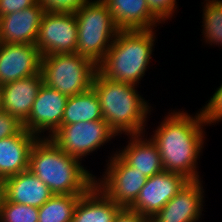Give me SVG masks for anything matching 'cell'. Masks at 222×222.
I'll return each mask as SVG.
<instances>
[{"instance_id": "obj_1", "label": "cell", "mask_w": 222, "mask_h": 222, "mask_svg": "<svg viewBox=\"0 0 222 222\" xmlns=\"http://www.w3.org/2000/svg\"><path fill=\"white\" fill-rule=\"evenodd\" d=\"M185 112H171L158 126L151 140L157 145L165 171L179 173L198 181L197 159L204 143V121ZM204 124V125H203Z\"/></svg>"}, {"instance_id": "obj_2", "label": "cell", "mask_w": 222, "mask_h": 222, "mask_svg": "<svg viewBox=\"0 0 222 222\" xmlns=\"http://www.w3.org/2000/svg\"><path fill=\"white\" fill-rule=\"evenodd\" d=\"M43 137L40 136L31 149L29 170L53 194L87 193L95 185L96 177L84 169L77 158L65 153L49 137Z\"/></svg>"}, {"instance_id": "obj_3", "label": "cell", "mask_w": 222, "mask_h": 222, "mask_svg": "<svg viewBox=\"0 0 222 222\" xmlns=\"http://www.w3.org/2000/svg\"><path fill=\"white\" fill-rule=\"evenodd\" d=\"M94 89L101 106L102 116L116 135H140L151 109L138 94L135 85L108 80L98 71L93 79Z\"/></svg>"}, {"instance_id": "obj_4", "label": "cell", "mask_w": 222, "mask_h": 222, "mask_svg": "<svg viewBox=\"0 0 222 222\" xmlns=\"http://www.w3.org/2000/svg\"><path fill=\"white\" fill-rule=\"evenodd\" d=\"M153 30L119 31L97 65L98 72L108 80L138 86L152 58L156 38Z\"/></svg>"}, {"instance_id": "obj_5", "label": "cell", "mask_w": 222, "mask_h": 222, "mask_svg": "<svg viewBox=\"0 0 222 222\" xmlns=\"http://www.w3.org/2000/svg\"><path fill=\"white\" fill-rule=\"evenodd\" d=\"M75 17L78 30L76 53L98 65L120 30L102 0H89L75 12Z\"/></svg>"}, {"instance_id": "obj_6", "label": "cell", "mask_w": 222, "mask_h": 222, "mask_svg": "<svg viewBox=\"0 0 222 222\" xmlns=\"http://www.w3.org/2000/svg\"><path fill=\"white\" fill-rule=\"evenodd\" d=\"M97 71L92 60L77 53L50 54L41 59L43 83L68 97L90 89Z\"/></svg>"}, {"instance_id": "obj_7", "label": "cell", "mask_w": 222, "mask_h": 222, "mask_svg": "<svg viewBox=\"0 0 222 222\" xmlns=\"http://www.w3.org/2000/svg\"><path fill=\"white\" fill-rule=\"evenodd\" d=\"M115 136L116 133L102 119L61 125L48 137L65 153L82 161Z\"/></svg>"}, {"instance_id": "obj_8", "label": "cell", "mask_w": 222, "mask_h": 222, "mask_svg": "<svg viewBox=\"0 0 222 222\" xmlns=\"http://www.w3.org/2000/svg\"><path fill=\"white\" fill-rule=\"evenodd\" d=\"M108 164L103 180H95V185L114 203L129 208L139 196L147 177L129 166L117 151Z\"/></svg>"}, {"instance_id": "obj_9", "label": "cell", "mask_w": 222, "mask_h": 222, "mask_svg": "<svg viewBox=\"0 0 222 222\" xmlns=\"http://www.w3.org/2000/svg\"><path fill=\"white\" fill-rule=\"evenodd\" d=\"M77 37L75 13L45 11L35 46L42 57L50 54L76 53Z\"/></svg>"}, {"instance_id": "obj_10", "label": "cell", "mask_w": 222, "mask_h": 222, "mask_svg": "<svg viewBox=\"0 0 222 222\" xmlns=\"http://www.w3.org/2000/svg\"><path fill=\"white\" fill-rule=\"evenodd\" d=\"M189 181L182 174L163 170L147 178L139 196L129 208L150 219Z\"/></svg>"}, {"instance_id": "obj_11", "label": "cell", "mask_w": 222, "mask_h": 222, "mask_svg": "<svg viewBox=\"0 0 222 222\" xmlns=\"http://www.w3.org/2000/svg\"><path fill=\"white\" fill-rule=\"evenodd\" d=\"M67 99V95L43 83L23 127L36 136L50 130L51 136L61 126Z\"/></svg>"}, {"instance_id": "obj_12", "label": "cell", "mask_w": 222, "mask_h": 222, "mask_svg": "<svg viewBox=\"0 0 222 222\" xmlns=\"http://www.w3.org/2000/svg\"><path fill=\"white\" fill-rule=\"evenodd\" d=\"M42 56L35 45L0 44V86L41 72Z\"/></svg>"}, {"instance_id": "obj_13", "label": "cell", "mask_w": 222, "mask_h": 222, "mask_svg": "<svg viewBox=\"0 0 222 222\" xmlns=\"http://www.w3.org/2000/svg\"><path fill=\"white\" fill-rule=\"evenodd\" d=\"M43 84L41 72L0 86V109L24 123Z\"/></svg>"}, {"instance_id": "obj_14", "label": "cell", "mask_w": 222, "mask_h": 222, "mask_svg": "<svg viewBox=\"0 0 222 222\" xmlns=\"http://www.w3.org/2000/svg\"><path fill=\"white\" fill-rule=\"evenodd\" d=\"M44 13L37 2L21 11L0 16L1 43L35 45Z\"/></svg>"}, {"instance_id": "obj_15", "label": "cell", "mask_w": 222, "mask_h": 222, "mask_svg": "<svg viewBox=\"0 0 222 222\" xmlns=\"http://www.w3.org/2000/svg\"><path fill=\"white\" fill-rule=\"evenodd\" d=\"M201 181H189L150 222H196L202 213L203 188Z\"/></svg>"}, {"instance_id": "obj_16", "label": "cell", "mask_w": 222, "mask_h": 222, "mask_svg": "<svg viewBox=\"0 0 222 222\" xmlns=\"http://www.w3.org/2000/svg\"><path fill=\"white\" fill-rule=\"evenodd\" d=\"M38 138L23 127L16 135L0 139V181L29 169L30 152Z\"/></svg>"}, {"instance_id": "obj_17", "label": "cell", "mask_w": 222, "mask_h": 222, "mask_svg": "<svg viewBox=\"0 0 222 222\" xmlns=\"http://www.w3.org/2000/svg\"><path fill=\"white\" fill-rule=\"evenodd\" d=\"M4 197L11 202L39 208L54 194L29 169L2 181Z\"/></svg>"}, {"instance_id": "obj_18", "label": "cell", "mask_w": 222, "mask_h": 222, "mask_svg": "<svg viewBox=\"0 0 222 222\" xmlns=\"http://www.w3.org/2000/svg\"><path fill=\"white\" fill-rule=\"evenodd\" d=\"M120 31L152 30L161 22L150 12L146 0H102Z\"/></svg>"}, {"instance_id": "obj_19", "label": "cell", "mask_w": 222, "mask_h": 222, "mask_svg": "<svg viewBox=\"0 0 222 222\" xmlns=\"http://www.w3.org/2000/svg\"><path fill=\"white\" fill-rule=\"evenodd\" d=\"M143 137V134L130 135L128 145L117 154L129 166L149 178L162 172L164 168L157 145L151 138L145 140Z\"/></svg>"}, {"instance_id": "obj_20", "label": "cell", "mask_w": 222, "mask_h": 222, "mask_svg": "<svg viewBox=\"0 0 222 222\" xmlns=\"http://www.w3.org/2000/svg\"><path fill=\"white\" fill-rule=\"evenodd\" d=\"M122 208L94 185L80 197L71 222H114Z\"/></svg>"}, {"instance_id": "obj_21", "label": "cell", "mask_w": 222, "mask_h": 222, "mask_svg": "<svg viewBox=\"0 0 222 222\" xmlns=\"http://www.w3.org/2000/svg\"><path fill=\"white\" fill-rule=\"evenodd\" d=\"M102 119L99 99L91 87L87 91L68 97L61 125Z\"/></svg>"}, {"instance_id": "obj_22", "label": "cell", "mask_w": 222, "mask_h": 222, "mask_svg": "<svg viewBox=\"0 0 222 222\" xmlns=\"http://www.w3.org/2000/svg\"><path fill=\"white\" fill-rule=\"evenodd\" d=\"M82 195L54 194L38 208V222H71L75 207Z\"/></svg>"}, {"instance_id": "obj_23", "label": "cell", "mask_w": 222, "mask_h": 222, "mask_svg": "<svg viewBox=\"0 0 222 222\" xmlns=\"http://www.w3.org/2000/svg\"><path fill=\"white\" fill-rule=\"evenodd\" d=\"M203 33L206 43L222 45V0H206L203 7Z\"/></svg>"}, {"instance_id": "obj_24", "label": "cell", "mask_w": 222, "mask_h": 222, "mask_svg": "<svg viewBox=\"0 0 222 222\" xmlns=\"http://www.w3.org/2000/svg\"><path fill=\"white\" fill-rule=\"evenodd\" d=\"M39 210L29 205L3 199L0 222H38Z\"/></svg>"}, {"instance_id": "obj_25", "label": "cell", "mask_w": 222, "mask_h": 222, "mask_svg": "<svg viewBox=\"0 0 222 222\" xmlns=\"http://www.w3.org/2000/svg\"><path fill=\"white\" fill-rule=\"evenodd\" d=\"M205 125L222 120V84L211 96L209 102L200 111Z\"/></svg>"}, {"instance_id": "obj_26", "label": "cell", "mask_w": 222, "mask_h": 222, "mask_svg": "<svg viewBox=\"0 0 222 222\" xmlns=\"http://www.w3.org/2000/svg\"><path fill=\"white\" fill-rule=\"evenodd\" d=\"M89 0H38L40 6L49 12L75 13Z\"/></svg>"}, {"instance_id": "obj_27", "label": "cell", "mask_w": 222, "mask_h": 222, "mask_svg": "<svg viewBox=\"0 0 222 222\" xmlns=\"http://www.w3.org/2000/svg\"><path fill=\"white\" fill-rule=\"evenodd\" d=\"M150 12L161 22L172 18L176 0H146Z\"/></svg>"}, {"instance_id": "obj_28", "label": "cell", "mask_w": 222, "mask_h": 222, "mask_svg": "<svg viewBox=\"0 0 222 222\" xmlns=\"http://www.w3.org/2000/svg\"><path fill=\"white\" fill-rule=\"evenodd\" d=\"M23 128L15 117L0 109V139L14 136Z\"/></svg>"}, {"instance_id": "obj_29", "label": "cell", "mask_w": 222, "mask_h": 222, "mask_svg": "<svg viewBox=\"0 0 222 222\" xmlns=\"http://www.w3.org/2000/svg\"><path fill=\"white\" fill-rule=\"evenodd\" d=\"M38 0H0V16L21 11L35 5Z\"/></svg>"}, {"instance_id": "obj_30", "label": "cell", "mask_w": 222, "mask_h": 222, "mask_svg": "<svg viewBox=\"0 0 222 222\" xmlns=\"http://www.w3.org/2000/svg\"><path fill=\"white\" fill-rule=\"evenodd\" d=\"M114 222H150V219L130 208L123 207Z\"/></svg>"}, {"instance_id": "obj_31", "label": "cell", "mask_w": 222, "mask_h": 222, "mask_svg": "<svg viewBox=\"0 0 222 222\" xmlns=\"http://www.w3.org/2000/svg\"><path fill=\"white\" fill-rule=\"evenodd\" d=\"M4 199V185L2 181H0V212H1V207Z\"/></svg>"}]
</instances>
